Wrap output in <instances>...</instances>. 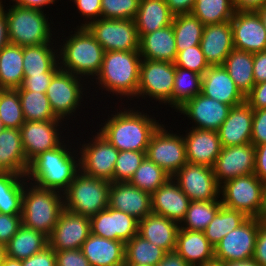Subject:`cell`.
<instances>
[{
  "label": "cell",
  "mask_w": 266,
  "mask_h": 266,
  "mask_svg": "<svg viewBox=\"0 0 266 266\" xmlns=\"http://www.w3.org/2000/svg\"><path fill=\"white\" fill-rule=\"evenodd\" d=\"M131 104H118L117 108L113 107L115 110L109 111L112 113L104 114L107 118L101 119V123L96 122V130L119 151H146L152 134L164 122L160 119L162 114L157 118L159 115L153 112L155 106L151 114L150 107L147 111L145 107L140 108Z\"/></svg>",
  "instance_id": "cell-1"
},
{
  "label": "cell",
  "mask_w": 266,
  "mask_h": 266,
  "mask_svg": "<svg viewBox=\"0 0 266 266\" xmlns=\"http://www.w3.org/2000/svg\"><path fill=\"white\" fill-rule=\"evenodd\" d=\"M141 61L139 50L106 51L99 73L91 81L92 83H89L90 91L91 89L93 90L91 92L93 95L89 98V101L96 100L97 97L95 96L101 91L99 95L101 93V95L109 94L105 99L109 97V100L112 96L111 99L113 101L115 96V100H119L114 104L115 107L120 101V104L127 102L131 104V101L135 103L137 101ZM94 90H97V94H94Z\"/></svg>",
  "instance_id": "cell-2"
},
{
  "label": "cell",
  "mask_w": 266,
  "mask_h": 266,
  "mask_svg": "<svg viewBox=\"0 0 266 266\" xmlns=\"http://www.w3.org/2000/svg\"><path fill=\"white\" fill-rule=\"evenodd\" d=\"M73 135L76 134L71 133L58 147L35 157L29 163L27 181L41 188L64 193L80 171V153L75 147L77 143Z\"/></svg>",
  "instance_id": "cell-3"
},
{
  "label": "cell",
  "mask_w": 266,
  "mask_h": 266,
  "mask_svg": "<svg viewBox=\"0 0 266 266\" xmlns=\"http://www.w3.org/2000/svg\"><path fill=\"white\" fill-rule=\"evenodd\" d=\"M57 29L56 34L58 36L56 38L60 69L82 77L88 83H91L100 71L105 50L87 27H74V30L68 28L63 31L64 28L61 26L62 37L60 36L61 30L59 27ZM63 32H65V35ZM66 33H68V36H66ZM60 37L61 40L58 41Z\"/></svg>",
  "instance_id": "cell-4"
},
{
  "label": "cell",
  "mask_w": 266,
  "mask_h": 266,
  "mask_svg": "<svg viewBox=\"0 0 266 266\" xmlns=\"http://www.w3.org/2000/svg\"><path fill=\"white\" fill-rule=\"evenodd\" d=\"M8 3L10 5H4V7H6L5 15L10 44L25 47L57 42L55 34L57 29L53 27V25L55 26L54 19L51 21L49 18L51 13L15 4L11 5L10 1Z\"/></svg>",
  "instance_id": "cell-5"
},
{
  "label": "cell",
  "mask_w": 266,
  "mask_h": 266,
  "mask_svg": "<svg viewBox=\"0 0 266 266\" xmlns=\"http://www.w3.org/2000/svg\"><path fill=\"white\" fill-rule=\"evenodd\" d=\"M63 210V193L25 182L21 215L23 226L49 237Z\"/></svg>",
  "instance_id": "cell-6"
},
{
  "label": "cell",
  "mask_w": 266,
  "mask_h": 266,
  "mask_svg": "<svg viewBox=\"0 0 266 266\" xmlns=\"http://www.w3.org/2000/svg\"><path fill=\"white\" fill-rule=\"evenodd\" d=\"M46 95L54 115L66 124H70V129H74L76 124L72 126V121H77L78 118L75 119V117L80 116L81 112L79 111L82 110L83 112L85 104H91L87 100L92 94L90 93L89 83L84 78L60 69L53 76Z\"/></svg>",
  "instance_id": "cell-7"
},
{
  "label": "cell",
  "mask_w": 266,
  "mask_h": 266,
  "mask_svg": "<svg viewBox=\"0 0 266 266\" xmlns=\"http://www.w3.org/2000/svg\"><path fill=\"white\" fill-rule=\"evenodd\" d=\"M110 188L111 182L80 170L63 193L64 209L91 218L109 206Z\"/></svg>",
  "instance_id": "cell-8"
},
{
  "label": "cell",
  "mask_w": 266,
  "mask_h": 266,
  "mask_svg": "<svg viewBox=\"0 0 266 266\" xmlns=\"http://www.w3.org/2000/svg\"><path fill=\"white\" fill-rule=\"evenodd\" d=\"M174 77V63L142 59L139 74V87L137 90V102H140V104L136 102L134 106L141 105L139 107L145 106L147 108V106H150V101L152 100V103H157L155 105H157L158 110L156 108L155 111L159 112V108L162 109L164 106L172 108ZM145 101L149 104L145 103ZM142 102H144L145 105H142L144 104ZM158 104L162 106L158 107Z\"/></svg>",
  "instance_id": "cell-9"
},
{
  "label": "cell",
  "mask_w": 266,
  "mask_h": 266,
  "mask_svg": "<svg viewBox=\"0 0 266 266\" xmlns=\"http://www.w3.org/2000/svg\"><path fill=\"white\" fill-rule=\"evenodd\" d=\"M222 206L243 212L247 217L262 219L264 182L255 174L229 180L220 186Z\"/></svg>",
  "instance_id": "cell-10"
},
{
  "label": "cell",
  "mask_w": 266,
  "mask_h": 266,
  "mask_svg": "<svg viewBox=\"0 0 266 266\" xmlns=\"http://www.w3.org/2000/svg\"><path fill=\"white\" fill-rule=\"evenodd\" d=\"M165 120L164 118V124L162 123L152 134L146 150V157L172 177L188 161L183 134L172 124H165Z\"/></svg>",
  "instance_id": "cell-11"
},
{
  "label": "cell",
  "mask_w": 266,
  "mask_h": 266,
  "mask_svg": "<svg viewBox=\"0 0 266 266\" xmlns=\"http://www.w3.org/2000/svg\"><path fill=\"white\" fill-rule=\"evenodd\" d=\"M93 132H95L94 135ZM91 133V138L89 135L84 141L80 137H75L80 153V170L85 175L113 182L114 167L119 150L98 131L96 132V129ZM80 139L82 141H79Z\"/></svg>",
  "instance_id": "cell-12"
},
{
  "label": "cell",
  "mask_w": 266,
  "mask_h": 266,
  "mask_svg": "<svg viewBox=\"0 0 266 266\" xmlns=\"http://www.w3.org/2000/svg\"><path fill=\"white\" fill-rule=\"evenodd\" d=\"M68 126L62 120L25 121L20 131L28 163L41 153L58 147L69 133H73Z\"/></svg>",
  "instance_id": "cell-13"
},
{
  "label": "cell",
  "mask_w": 266,
  "mask_h": 266,
  "mask_svg": "<svg viewBox=\"0 0 266 266\" xmlns=\"http://www.w3.org/2000/svg\"><path fill=\"white\" fill-rule=\"evenodd\" d=\"M87 28L105 52L140 49V38L134 20L99 18Z\"/></svg>",
  "instance_id": "cell-14"
},
{
  "label": "cell",
  "mask_w": 266,
  "mask_h": 266,
  "mask_svg": "<svg viewBox=\"0 0 266 266\" xmlns=\"http://www.w3.org/2000/svg\"><path fill=\"white\" fill-rule=\"evenodd\" d=\"M172 178L191 201L221 200L213 167L187 162Z\"/></svg>",
  "instance_id": "cell-15"
},
{
  "label": "cell",
  "mask_w": 266,
  "mask_h": 266,
  "mask_svg": "<svg viewBox=\"0 0 266 266\" xmlns=\"http://www.w3.org/2000/svg\"><path fill=\"white\" fill-rule=\"evenodd\" d=\"M260 219L248 217L214 247L215 259L223 262L253 258Z\"/></svg>",
  "instance_id": "cell-16"
},
{
  "label": "cell",
  "mask_w": 266,
  "mask_h": 266,
  "mask_svg": "<svg viewBox=\"0 0 266 266\" xmlns=\"http://www.w3.org/2000/svg\"><path fill=\"white\" fill-rule=\"evenodd\" d=\"M231 108L230 105L219 102L200 93L187 101L176 112H179L184 116H181L183 121L185 119L189 121L187 127L191 124L190 128L217 131L228 117Z\"/></svg>",
  "instance_id": "cell-17"
},
{
  "label": "cell",
  "mask_w": 266,
  "mask_h": 266,
  "mask_svg": "<svg viewBox=\"0 0 266 266\" xmlns=\"http://www.w3.org/2000/svg\"><path fill=\"white\" fill-rule=\"evenodd\" d=\"M255 146L252 143L222 147L213 172L219 186L239 176L254 174Z\"/></svg>",
  "instance_id": "cell-18"
},
{
  "label": "cell",
  "mask_w": 266,
  "mask_h": 266,
  "mask_svg": "<svg viewBox=\"0 0 266 266\" xmlns=\"http://www.w3.org/2000/svg\"><path fill=\"white\" fill-rule=\"evenodd\" d=\"M90 233V218L64 209L48 237L49 246L54 251L81 249Z\"/></svg>",
  "instance_id": "cell-19"
},
{
  "label": "cell",
  "mask_w": 266,
  "mask_h": 266,
  "mask_svg": "<svg viewBox=\"0 0 266 266\" xmlns=\"http://www.w3.org/2000/svg\"><path fill=\"white\" fill-rule=\"evenodd\" d=\"M90 229L96 236L126 243L138 234V220L108 206L90 218Z\"/></svg>",
  "instance_id": "cell-20"
},
{
  "label": "cell",
  "mask_w": 266,
  "mask_h": 266,
  "mask_svg": "<svg viewBox=\"0 0 266 266\" xmlns=\"http://www.w3.org/2000/svg\"><path fill=\"white\" fill-rule=\"evenodd\" d=\"M230 22L235 49L253 54L266 50V28L257 12H235Z\"/></svg>",
  "instance_id": "cell-21"
},
{
  "label": "cell",
  "mask_w": 266,
  "mask_h": 266,
  "mask_svg": "<svg viewBox=\"0 0 266 266\" xmlns=\"http://www.w3.org/2000/svg\"><path fill=\"white\" fill-rule=\"evenodd\" d=\"M185 128L180 130L185 141L188 163L213 167L222 149L217 131Z\"/></svg>",
  "instance_id": "cell-22"
},
{
  "label": "cell",
  "mask_w": 266,
  "mask_h": 266,
  "mask_svg": "<svg viewBox=\"0 0 266 266\" xmlns=\"http://www.w3.org/2000/svg\"><path fill=\"white\" fill-rule=\"evenodd\" d=\"M109 207L125 212L140 221L152 213L151 194L129 182H111Z\"/></svg>",
  "instance_id": "cell-23"
},
{
  "label": "cell",
  "mask_w": 266,
  "mask_h": 266,
  "mask_svg": "<svg viewBox=\"0 0 266 266\" xmlns=\"http://www.w3.org/2000/svg\"><path fill=\"white\" fill-rule=\"evenodd\" d=\"M201 93L231 107L246 101V96L235 85L222 65L210 66L204 72Z\"/></svg>",
  "instance_id": "cell-24"
},
{
  "label": "cell",
  "mask_w": 266,
  "mask_h": 266,
  "mask_svg": "<svg viewBox=\"0 0 266 266\" xmlns=\"http://www.w3.org/2000/svg\"><path fill=\"white\" fill-rule=\"evenodd\" d=\"M253 109L245 101L233 106L217 130L222 147L251 143Z\"/></svg>",
  "instance_id": "cell-25"
},
{
  "label": "cell",
  "mask_w": 266,
  "mask_h": 266,
  "mask_svg": "<svg viewBox=\"0 0 266 266\" xmlns=\"http://www.w3.org/2000/svg\"><path fill=\"white\" fill-rule=\"evenodd\" d=\"M190 202L172 177L151 194L152 213L179 224L185 218Z\"/></svg>",
  "instance_id": "cell-26"
},
{
  "label": "cell",
  "mask_w": 266,
  "mask_h": 266,
  "mask_svg": "<svg viewBox=\"0 0 266 266\" xmlns=\"http://www.w3.org/2000/svg\"><path fill=\"white\" fill-rule=\"evenodd\" d=\"M200 46L209 66L223 65L234 49L231 22L206 25Z\"/></svg>",
  "instance_id": "cell-27"
},
{
  "label": "cell",
  "mask_w": 266,
  "mask_h": 266,
  "mask_svg": "<svg viewBox=\"0 0 266 266\" xmlns=\"http://www.w3.org/2000/svg\"><path fill=\"white\" fill-rule=\"evenodd\" d=\"M91 266H124L125 243L96 236L92 233L81 247Z\"/></svg>",
  "instance_id": "cell-28"
},
{
  "label": "cell",
  "mask_w": 266,
  "mask_h": 266,
  "mask_svg": "<svg viewBox=\"0 0 266 266\" xmlns=\"http://www.w3.org/2000/svg\"><path fill=\"white\" fill-rule=\"evenodd\" d=\"M179 223L154 213L138 221V235L166 252L175 251Z\"/></svg>",
  "instance_id": "cell-29"
},
{
  "label": "cell",
  "mask_w": 266,
  "mask_h": 266,
  "mask_svg": "<svg viewBox=\"0 0 266 266\" xmlns=\"http://www.w3.org/2000/svg\"><path fill=\"white\" fill-rule=\"evenodd\" d=\"M28 167L20 129L4 128L0 132V172L26 175Z\"/></svg>",
  "instance_id": "cell-30"
},
{
  "label": "cell",
  "mask_w": 266,
  "mask_h": 266,
  "mask_svg": "<svg viewBox=\"0 0 266 266\" xmlns=\"http://www.w3.org/2000/svg\"><path fill=\"white\" fill-rule=\"evenodd\" d=\"M175 251L190 266H199L215 259L214 246L208 241L202 231L179 228Z\"/></svg>",
  "instance_id": "cell-31"
},
{
  "label": "cell",
  "mask_w": 266,
  "mask_h": 266,
  "mask_svg": "<svg viewBox=\"0 0 266 266\" xmlns=\"http://www.w3.org/2000/svg\"><path fill=\"white\" fill-rule=\"evenodd\" d=\"M140 55L142 59L174 63L177 50L172 24L140 38Z\"/></svg>",
  "instance_id": "cell-32"
},
{
  "label": "cell",
  "mask_w": 266,
  "mask_h": 266,
  "mask_svg": "<svg viewBox=\"0 0 266 266\" xmlns=\"http://www.w3.org/2000/svg\"><path fill=\"white\" fill-rule=\"evenodd\" d=\"M24 75L57 73L60 70L58 43L23 47Z\"/></svg>",
  "instance_id": "cell-33"
},
{
  "label": "cell",
  "mask_w": 266,
  "mask_h": 266,
  "mask_svg": "<svg viewBox=\"0 0 266 266\" xmlns=\"http://www.w3.org/2000/svg\"><path fill=\"white\" fill-rule=\"evenodd\" d=\"M173 17L165 0H140L134 18L139 38L171 25Z\"/></svg>",
  "instance_id": "cell-34"
},
{
  "label": "cell",
  "mask_w": 266,
  "mask_h": 266,
  "mask_svg": "<svg viewBox=\"0 0 266 266\" xmlns=\"http://www.w3.org/2000/svg\"><path fill=\"white\" fill-rule=\"evenodd\" d=\"M23 79V47L9 43L0 50V89L16 90Z\"/></svg>",
  "instance_id": "cell-35"
},
{
  "label": "cell",
  "mask_w": 266,
  "mask_h": 266,
  "mask_svg": "<svg viewBox=\"0 0 266 266\" xmlns=\"http://www.w3.org/2000/svg\"><path fill=\"white\" fill-rule=\"evenodd\" d=\"M49 246L48 236L23 225L6 244V256L23 260Z\"/></svg>",
  "instance_id": "cell-36"
},
{
  "label": "cell",
  "mask_w": 266,
  "mask_h": 266,
  "mask_svg": "<svg viewBox=\"0 0 266 266\" xmlns=\"http://www.w3.org/2000/svg\"><path fill=\"white\" fill-rule=\"evenodd\" d=\"M235 85L246 96L254 87L253 53L233 49L222 65Z\"/></svg>",
  "instance_id": "cell-37"
},
{
  "label": "cell",
  "mask_w": 266,
  "mask_h": 266,
  "mask_svg": "<svg viewBox=\"0 0 266 266\" xmlns=\"http://www.w3.org/2000/svg\"><path fill=\"white\" fill-rule=\"evenodd\" d=\"M26 175L0 172V213L22 214Z\"/></svg>",
  "instance_id": "cell-38"
},
{
  "label": "cell",
  "mask_w": 266,
  "mask_h": 266,
  "mask_svg": "<svg viewBox=\"0 0 266 266\" xmlns=\"http://www.w3.org/2000/svg\"><path fill=\"white\" fill-rule=\"evenodd\" d=\"M177 52L200 45L205 25L192 14L177 15L172 20Z\"/></svg>",
  "instance_id": "cell-39"
},
{
  "label": "cell",
  "mask_w": 266,
  "mask_h": 266,
  "mask_svg": "<svg viewBox=\"0 0 266 266\" xmlns=\"http://www.w3.org/2000/svg\"><path fill=\"white\" fill-rule=\"evenodd\" d=\"M202 75L175 66L174 87L172 92V112L174 113L187 101L201 93Z\"/></svg>",
  "instance_id": "cell-40"
},
{
  "label": "cell",
  "mask_w": 266,
  "mask_h": 266,
  "mask_svg": "<svg viewBox=\"0 0 266 266\" xmlns=\"http://www.w3.org/2000/svg\"><path fill=\"white\" fill-rule=\"evenodd\" d=\"M166 253L138 234L125 243V263L157 266Z\"/></svg>",
  "instance_id": "cell-41"
},
{
  "label": "cell",
  "mask_w": 266,
  "mask_h": 266,
  "mask_svg": "<svg viewBox=\"0 0 266 266\" xmlns=\"http://www.w3.org/2000/svg\"><path fill=\"white\" fill-rule=\"evenodd\" d=\"M235 12L233 0H196L191 14L206 26L230 21Z\"/></svg>",
  "instance_id": "cell-42"
},
{
  "label": "cell",
  "mask_w": 266,
  "mask_h": 266,
  "mask_svg": "<svg viewBox=\"0 0 266 266\" xmlns=\"http://www.w3.org/2000/svg\"><path fill=\"white\" fill-rule=\"evenodd\" d=\"M248 217L241 211L224 206L216 213L213 220L203 231L208 241L215 247L223 237L240 226Z\"/></svg>",
  "instance_id": "cell-43"
},
{
  "label": "cell",
  "mask_w": 266,
  "mask_h": 266,
  "mask_svg": "<svg viewBox=\"0 0 266 266\" xmlns=\"http://www.w3.org/2000/svg\"><path fill=\"white\" fill-rule=\"evenodd\" d=\"M221 207V200L191 201L180 229L203 232Z\"/></svg>",
  "instance_id": "cell-44"
},
{
  "label": "cell",
  "mask_w": 266,
  "mask_h": 266,
  "mask_svg": "<svg viewBox=\"0 0 266 266\" xmlns=\"http://www.w3.org/2000/svg\"><path fill=\"white\" fill-rule=\"evenodd\" d=\"M21 102L25 121H48L58 119L49 104L46 93L16 89Z\"/></svg>",
  "instance_id": "cell-45"
},
{
  "label": "cell",
  "mask_w": 266,
  "mask_h": 266,
  "mask_svg": "<svg viewBox=\"0 0 266 266\" xmlns=\"http://www.w3.org/2000/svg\"><path fill=\"white\" fill-rule=\"evenodd\" d=\"M170 178V174L145 157L129 180V183L142 191L152 194Z\"/></svg>",
  "instance_id": "cell-46"
},
{
  "label": "cell",
  "mask_w": 266,
  "mask_h": 266,
  "mask_svg": "<svg viewBox=\"0 0 266 266\" xmlns=\"http://www.w3.org/2000/svg\"><path fill=\"white\" fill-rule=\"evenodd\" d=\"M0 120L4 128L20 129L25 122L17 90L0 89Z\"/></svg>",
  "instance_id": "cell-47"
},
{
  "label": "cell",
  "mask_w": 266,
  "mask_h": 266,
  "mask_svg": "<svg viewBox=\"0 0 266 266\" xmlns=\"http://www.w3.org/2000/svg\"><path fill=\"white\" fill-rule=\"evenodd\" d=\"M146 157V151H119L113 173V182H129Z\"/></svg>",
  "instance_id": "cell-48"
},
{
  "label": "cell",
  "mask_w": 266,
  "mask_h": 266,
  "mask_svg": "<svg viewBox=\"0 0 266 266\" xmlns=\"http://www.w3.org/2000/svg\"><path fill=\"white\" fill-rule=\"evenodd\" d=\"M140 0H101V18L134 20Z\"/></svg>",
  "instance_id": "cell-49"
},
{
  "label": "cell",
  "mask_w": 266,
  "mask_h": 266,
  "mask_svg": "<svg viewBox=\"0 0 266 266\" xmlns=\"http://www.w3.org/2000/svg\"><path fill=\"white\" fill-rule=\"evenodd\" d=\"M176 67L188 69L203 75L204 72L210 67L205 60L201 46H191L188 49L177 52L176 59L174 61Z\"/></svg>",
  "instance_id": "cell-50"
},
{
  "label": "cell",
  "mask_w": 266,
  "mask_h": 266,
  "mask_svg": "<svg viewBox=\"0 0 266 266\" xmlns=\"http://www.w3.org/2000/svg\"><path fill=\"white\" fill-rule=\"evenodd\" d=\"M74 3L78 13L80 14L79 23L76 27H87L91 22L101 18V0H69Z\"/></svg>",
  "instance_id": "cell-51"
},
{
  "label": "cell",
  "mask_w": 266,
  "mask_h": 266,
  "mask_svg": "<svg viewBox=\"0 0 266 266\" xmlns=\"http://www.w3.org/2000/svg\"><path fill=\"white\" fill-rule=\"evenodd\" d=\"M22 214L0 213V243L6 245L22 225Z\"/></svg>",
  "instance_id": "cell-52"
},
{
  "label": "cell",
  "mask_w": 266,
  "mask_h": 266,
  "mask_svg": "<svg viewBox=\"0 0 266 266\" xmlns=\"http://www.w3.org/2000/svg\"><path fill=\"white\" fill-rule=\"evenodd\" d=\"M56 266H91L81 249L55 251Z\"/></svg>",
  "instance_id": "cell-53"
},
{
  "label": "cell",
  "mask_w": 266,
  "mask_h": 266,
  "mask_svg": "<svg viewBox=\"0 0 266 266\" xmlns=\"http://www.w3.org/2000/svg\"><path fill=\"white\" fill-rule=\"evenodd\" d=\"M251 143L254 146L266 143V109H253Z\"/></svg>",
  "instance_id": "cell-54"
},
{
  "label": "cell",
  "mask_w": 266,
  "mask_h": 266,
  "mask_svg": "<svg viewBox=\"0 0 266 266\" xmlns=\"http://www.w3.org/2000/svg\"><path fill=\"white\" fill-rule=\"evenodd\" d=\"M56 73H41L37 75H24L21 88L25 91L46 93L48 86Z\"/></svg>",
  "instance_id": "cell-55"
},
{
  "label": "cell",
  "mask_w": 266,
  "mask_h": 266,
  "mask_svg": "<svg viewBox=\"0 0 266 266\" xmlns=\"http://www.w3.org/2000/svg\"><path fill=\"white\" fill-rule=\"evenodd\" d=\"M22 266H56L55 251L47 246L44 250L23 259Z\"/></svg>",
  "instance_id": "cell-56"
},
{
  "label": "cell",
  "mask_w": 266,
  "mask_h": 266,
  "mask_svg": "<svg viewBox=\"0 0 266 266\" xmlns=\"http://www.w3.org/2000/svg\"><path fill=\"white\" fill-rule=\"evenodd\" d=\"M253 259L260 266H266V220L263 219H260Z\"/></svg>",
  "instance_id": "cell-57"
},
{
  "label": "cell",
  "mask_w": 266,
  "mask_h": 266,
  "mask_svg": "<svg viewBox=\"0 0 266 266\" xmlns=\"http://www.w3.org/2000/svg\"><path fill=\"white\" fill-rule=\"evenodd\" d=\"M246 102L252 109H266V81L254 85L246 95Z\"/></svg>",
  "instance_id": "cell-58"
},
{
  "label": "cell",
  "mask_w": 266,
  "mask_h": 266,
  "mask_svg": "<svg viewBox=\"0 0 266 266\" xmlns=\"http://www.w3.org/2000/svg\"><path fill=\"white\" fill-rule=\"evenodd\" d=\"M253 76L255 84L266 81V50L253 54Z\"/></svg>",
  "instance_id": "cell-59"
},
{
  "label": "cell",
  "mask_w": 266,
  "mask_h": 266,
  "mask_svg": "<svg viewBox=\"0 0 266 266\" xmlns=\"http://www.w3.org/2000/svg\"><path fill=\"white\" fill-rule=\"evenodd\" d=\"M254 174L266 182V143L255 146V170Z\"/></svg>",
  "instance_id": "cell-60"
},
{
  "label": "cell",
  "mask_w": 266,
  "mask_h": 266,
  "mask_svg": "<svg viewBox=\"0 0 266 266\" xmlns=\"http://www.w3.org/2000/svg\"><path fill=\"white\" fill-rule=\"evenodd\" d=\"M196 0H165L173 16L191 14Z\"/></svg>",
  "instance_id": "cell-61"
},
{
  "label": "cell",
  "mask_w": 266,
  "mask_h": 266,
  "mask_svg": "<svg viewBox=\"0 0 266 266\" xmlns=\"http://www.w3.org/2000/svg\"><path fill=\"white\" fill-rule=\"evenodd\" d=\"M9 1V0H7ZM10 0L11 4H15L17 6L25 7V8H34L42 11H47L45 8H50L52 5L55 6V3L61 0Z\"/></svg>",
  "instance_id": "cell-62"
},
{
  "label": "cell",
  "mask_w": 266,
  "mask_h": 266,
  "mask_svg": "<svg viewBox=\"0 0 266 266\" xmlns=\"http://www.w3.org/2000/svg\"><path fill=\"white\" fill-rule=\"evenodd\" d=\"M236 12H257L266 5V0H233Z\"/></svg>",
  "instance_id": "cell-63"
},
{
  "label": "cell",
  "mask_w": 266,
  "mask_h": 266,
  "mask_svg": "<svg viewBox=\"0 0 266 266\" xmlns=\"http://www.w3.org/2000/svg\"><path fill=\"white\" fill-rule=\"evenodd\" d=\"M4 4H7L6 0H0V50L9 44Z\"/></svg>",
  "instance_id": "cell-64"
},
{
  "label": "cell",
  "mask_w": 266,
  "mask_h": 266,
  "mask_svg": "<svg viewBox=\"0 0 266 266\" xmlns=\"http://www.w3.org/2000/svg\"><path fill=\"white\" fill-rule=\"evenodd\" d=\"M157 266H190L176 251L167 252Z\"/></svg>",
  "instance_id": "cell-65"
},
{
  "label": "cell",
  "mask_w": 266,
  "mask_h": 266,
  "mask_svg": "<svg viewBox=\"0 0 266 266\" xmlns=\"http://www.w3.org/2000/svg\"><path fill=\"white\" fill-rule=\"evenodd\" d=\"M225 266H260L253 258L241 261L224 262Z\"/></svg>",
  "instance_id": "cell-66"
},
{
  "label": "cell",
  "mask_w": 266,
  "mask_h": 266,
  "mask_svg": "<svg viewBox=\"0 0 266 266\" xmlns=\"http://www.w3.org/2000/svg\"><path fill=\"white\" fill-rule=\"evenodd\" d=\"M2 266H22V260L5 257Z\"/></svg>",
  "instance_id": "cell-67"
},
{
  "label": "cell",
  "mask_w": 266,
  "mask_h": 266,
  "mask_svg": "<svg viewBox=\"0 0 266 266\" xmlns=\"http://www.w3.org/2000/svg\"><path fill=\"white\" fill-rule=\"evenodd\" d=\"M259 17L261 18V21L264 25V27L266 28V5H264L262 8H260L257 11Z\"/></svg>",
  "instance_id": "cell-68"
},
{
  "label": "cell",
  "mask_w": 266,
  "mask_h": 266,
  "mask_svg": "<svg viewBox=\"0 0 266 266\" xmlns=\"http://www.w3.org/2000/svg\"><path fill=\"white\" fill-rule=\"evenodd\" d=\"M199 266H225V263L223 261L213 259V260L205 262L204 264H201Z\"/></svg>",
  "instance_id": "cell-69"
},
{
  "label": "cell",
  "mask_w": 266,
  "mask_h": 266,
  "mask_svg": "<svg viewBox=\"0 0 266 266\" xmlns=\"http://www.w3.org/2000/svg\"><path fill=\"white\" fill-rule=\"evenodd\" d=\"M5 257H6V245L0 243V266H2Z\"/></svg>",
  "instance_id": "cell-70"
},
{
  "label": "cell",
  "mask_w": 266,
  "mask_h": 266,
  "mask_svg": "<svg viewBox=\"0 0 266 266\" xmlns=\"http://www.w3.org/2000/svg\"><path fill=\"white\" fill-rule=\"evenodd\" d=\"M262 219L266 220V182L264 183V209H263Z\"/></svg>",
  "instance_id": "cell-71"
},
{
  "label": "cell",
  "mask_w": 266,
  "mask_h": 266,
  "mask_svg": "<svg viewBox=\"0 0 266 266\" xmlns=\"http://www.w3.org/2000/svg\"><path fill=\"white\" fill-rule=\"evenodd\" d=\"M124 266H152V265H140V264H134V263H125Z\"/></svg>",
  "instance_id": "cell-72"
},
{
  "label": "cell",
  "mask_w": 266,
  "mask_h": 266,
  "mask_svg": "<svg viewBox=\"0 0 266 266\" xmlns=\"http://www.w3.org/2000/svg\"><path fill=\"white\" fill-rule=\"evenodd\" d=\"M4 129V126L2 124V121L0 120V132Z\"/></svg>",
  "instance_id": "cell-73"
}]
</instances>
